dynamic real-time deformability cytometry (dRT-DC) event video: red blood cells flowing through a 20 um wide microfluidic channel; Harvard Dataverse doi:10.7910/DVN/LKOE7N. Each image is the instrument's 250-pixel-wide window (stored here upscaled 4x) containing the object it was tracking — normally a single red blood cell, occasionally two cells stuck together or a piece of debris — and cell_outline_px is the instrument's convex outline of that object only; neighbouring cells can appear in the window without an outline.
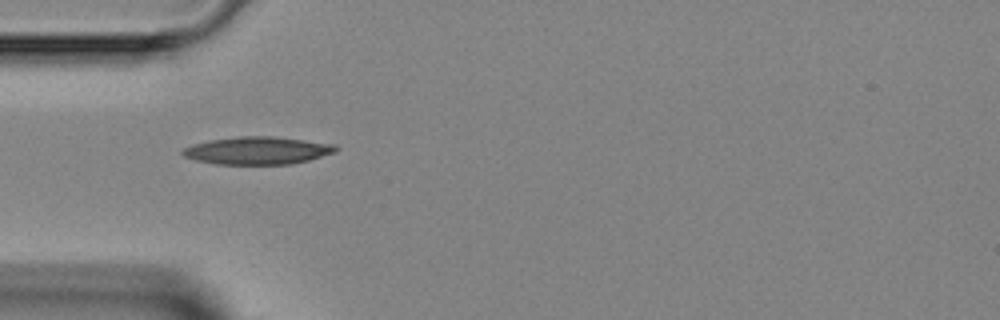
{"species": "Egyptian fruit bat (a non-hibernating species)", "species_latin": "Rousettus aegyptiacus", "temperature_condition": "room temperature", "stored_images_in_passage": 8, "camera_frame_rate_fps": 3000, "um_per_image_px": 0.085, "animal": {"sex": "female"}, "frame": {"image": 1, "passage_image": 4, "time_ms": 3.667, "image_size_px": [1000, 320], "cell_outline_px": [[340, 148], [336, 152], [308, 160], [292, 164], [216, 164], [196, 160], [184, 156], [180, 152], [184, 148], [192, 144], [208, 140], [240, 136], [276, 136], [336, 144]], "centroid_in_image_um": [21.91, 12.79], "position_along_channel_um": 63.1, "area_um2": 24.85}}
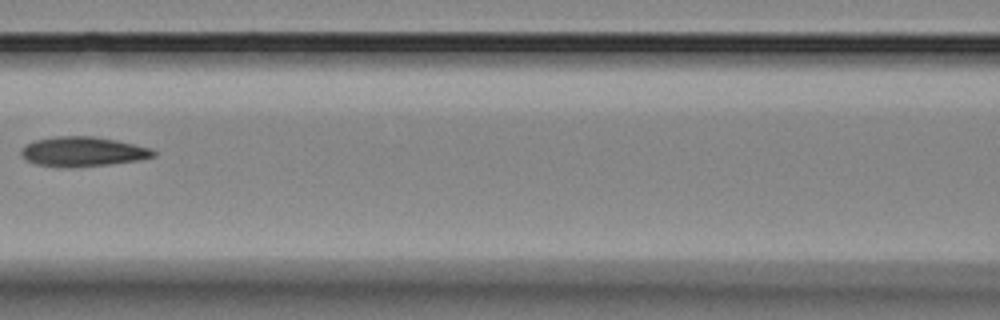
{"frame": {"image": 2, "passage_image": 6, "time_ms": 6.0, "image_size_px": [1000, 320], "cell_outline_px": [[156, 156], [140, 160], [108, 164], [36, 164], [20, 156], [20, 152], [24, 144], [36, 140], [56, 136], [92, 136], [116, 140], [152, 148], [156, 152]], "centroid_in_image_um": [7.09, 12.83], "position_along_channel_um": 159.5, "area_um2": 21.91}}
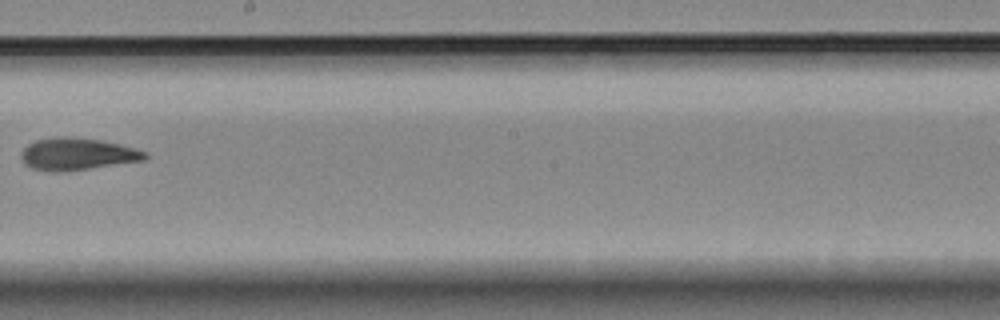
{"frame": {"image": 3, "passage_image": 8, "time_ms": 8.0, "image_size_px": [1000, 320], "cell_outline_px": [[148, 156], [144, 160], [60, 172], [52, 172], [32, 168], [24, 164], [20, 160], [20, 152], [28, 144], [36, 140], [56, 136], [68, 136], [100, 140], [120, 144], [136, 148], [148, 152]], "centroid_in_image_um": [6.53, 13.08], "position_along_channel_um": 241.7, "area_um2": 23.29}}